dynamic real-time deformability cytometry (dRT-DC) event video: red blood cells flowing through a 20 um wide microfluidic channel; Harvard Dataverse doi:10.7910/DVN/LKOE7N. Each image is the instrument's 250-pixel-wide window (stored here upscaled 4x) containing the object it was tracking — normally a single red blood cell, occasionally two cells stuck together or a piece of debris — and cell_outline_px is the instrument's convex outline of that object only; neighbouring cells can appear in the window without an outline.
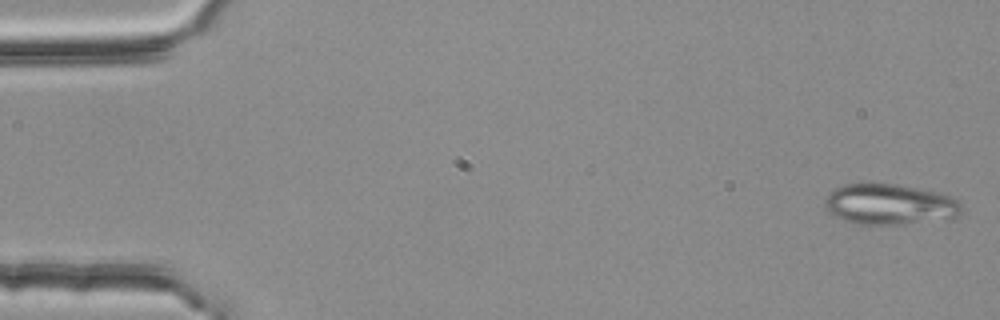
{"species": "common noctule bat (a hibernating species)", "species_latin": "Nyctalus noctula", "temperature_condition": "room temperature", "stored_images_in_passage": 5, "camera_frame_rate_fps": 3000, "um_per_image_px": 0.085, "animal": {"sex": "female", "body_mass_g": 25.1}, "frame": {"image": 1, "passage_image": 1, "time_ms": 0.0, "image_size_px": [1000, 320], "cell_outline_px": [[960, 212], [952, 220], [904, 224], [856, 224], [836, 216], [828, 212], [824, 204], [824, 200], [828, 192], [832, 188], [844, 184], [896, 184], [936, 192], [948, 196], [956, 200], [960, 204]], "centroid_in_image_um": [75.6, 17.38], "position_along_channel_um": 9.4, "area_um2": 32.48}}
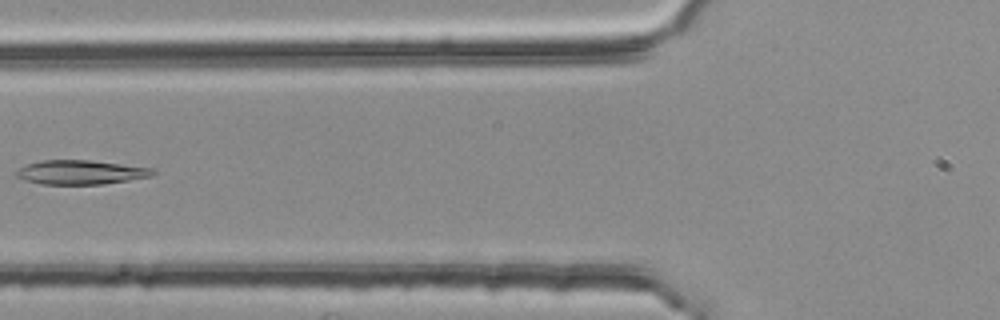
{"frame": {"image": 2, "passage_image": 5, "time_ms": 1.333, "image_size_px": [1000, 320], "cell_outline_px": [[156, 172], [152, 176], [104, 184], [40, 184], [24, 180], [16, 176], [16, 172], [20, 168], [28, 164], [40, 160], [88, 160], [156, 168]], "centroid_in_image_um": [6.89, 14.64], "position_along_channel_um": 118.9, "area_um2": 19.25}}